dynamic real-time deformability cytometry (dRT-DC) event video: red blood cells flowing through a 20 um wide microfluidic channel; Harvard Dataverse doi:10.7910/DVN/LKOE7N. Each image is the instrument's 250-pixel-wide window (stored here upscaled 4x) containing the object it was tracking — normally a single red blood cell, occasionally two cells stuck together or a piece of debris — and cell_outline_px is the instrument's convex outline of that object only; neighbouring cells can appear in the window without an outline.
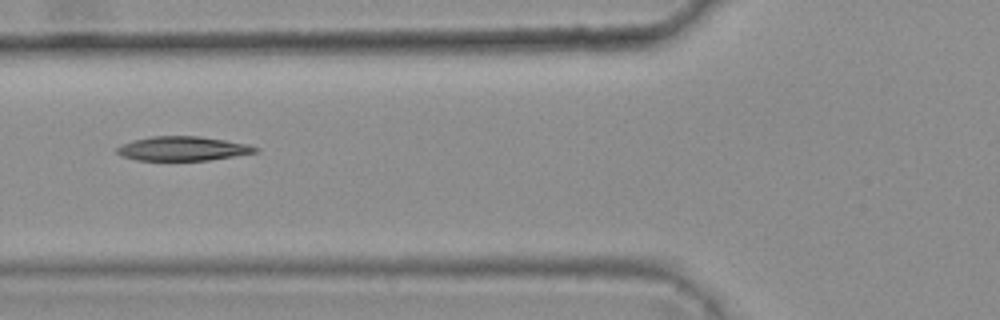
{"species": "common noctule bat (a hibernating species)", "species_latin": "Nyctalus noctula", "temperature_condition": "warm", "stored_images_in_passage": 5, "camera_frame_rate_fps": 3000, "um_per_image_px": 0.085, "animal": {"sex": "female", "body_mass_g": 25.1}, "frame": {"image": 1, "passage_image": 5, "time_ms": 1.333, "image_size_px": [1000, 320], "cell_outline_px": [[260, 148], [256, 152], [208, 160], [136, 160], [120, 156], [116, 152], [116, 148], [120, 144], [132, 140], [152, 136], [200, 136], [248, 144]], "centroid_in_image_um": [15.47, 12.62], "position_along_channel_um": 110.3, "area_um2": 19.54}}